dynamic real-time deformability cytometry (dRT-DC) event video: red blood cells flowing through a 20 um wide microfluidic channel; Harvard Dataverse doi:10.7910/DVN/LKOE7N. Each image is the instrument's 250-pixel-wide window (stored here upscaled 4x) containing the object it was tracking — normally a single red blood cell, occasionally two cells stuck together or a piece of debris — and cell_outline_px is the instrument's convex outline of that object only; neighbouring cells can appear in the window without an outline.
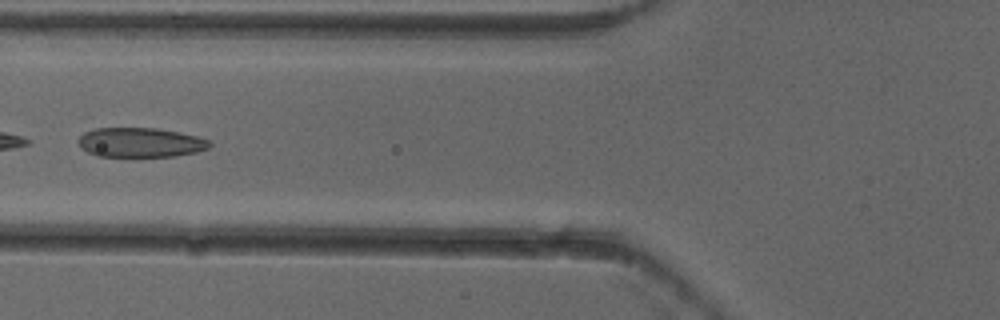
{"species": "common noctule bat (a hibernating species)", "species_latin": "Nyctalus noctula", "temperature_condition": "cold", "stored_images_in_passage": 6, "camera_frame_rate_fps": 3000, "um_per_image_px": 0.085, "animal": {"sex": "female"}, "frame": {"image": 1, "passage_image": 5, "time_ms": 1.333, "image_size_px": [1000, 320], "cell_outline_px": [[212, 144], [208, 148], [196, 152], [176, 156], [96, 156], [80, 148], [76, 140], [92, 124], [96, 124], [156, 128], [180, 132], [196, 136], [208, 140]], "centroid_in_image_um": [11.77, 12.04], "position_along_channel_um": 114.0, "area_um2": 23.81}}
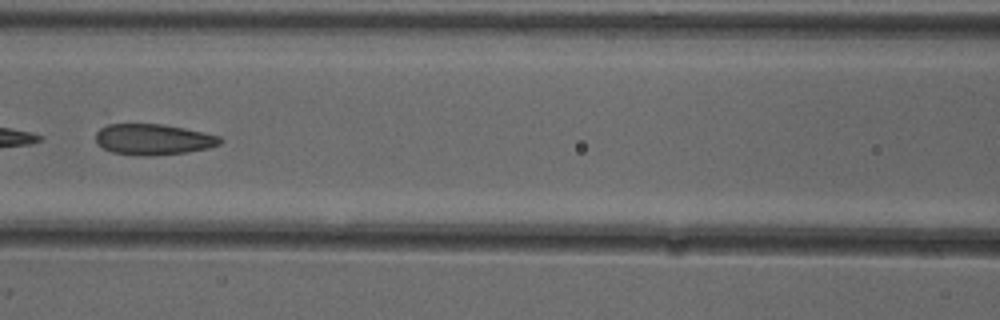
{"frame": {"image": 2, "passage_image": 6, "time_ms": 1.667, "image_size_px": [1000, 320], "cell_outline_px": [[224, 140], [220, 144], [208, 148], [188, 152], [152, 156], [140, 156], [112, 152], [96, 144], [96, 132], [100, 128], [108, 124], [160, 124], [184, 128], [220, 136]], "centroid_in_image_um": [13.02, 11.86], "position_along_channel_um": 153.6, "area_um2": 22.48}}